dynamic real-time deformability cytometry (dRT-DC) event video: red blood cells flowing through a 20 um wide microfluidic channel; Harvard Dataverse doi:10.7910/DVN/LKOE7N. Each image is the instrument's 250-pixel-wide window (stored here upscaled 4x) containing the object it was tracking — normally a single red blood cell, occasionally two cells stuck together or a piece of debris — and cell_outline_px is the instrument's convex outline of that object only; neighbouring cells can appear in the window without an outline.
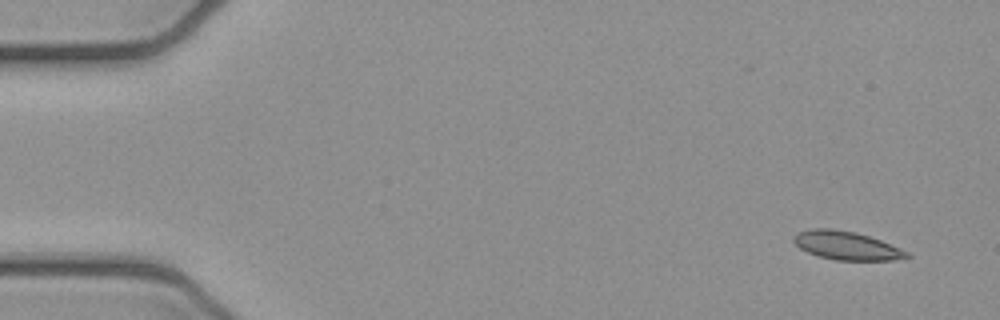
{"species": "common noctule bat (a hibernating species)", "species_latin": "Nyctalus noctula", "temperature_condition": "cold", "stored_images_in_passage": 4, "camera_frame_rate_fps": 3000, "um_per_image_px": 0.085, "animal": {"sex": "female", "body_mass_g": 21.9}, "frame": {"image": 1, "passage_image": 1, "time_ms": 0.0, "image_size_px": [1000, 320], "cell_outline_px": [[912, 256], [892, 260], [836, 260], [820, 256], [808, 252], [800, 248], [792, 240], [792, 236], [796, 232], [812, 228], [832, 228], [856, 232], [880, 240], [908, 252]], "centroid_in_image_um": [71.9, 20.86], "position_along_channel_um": 13.1, "area_um2": 18.67}}
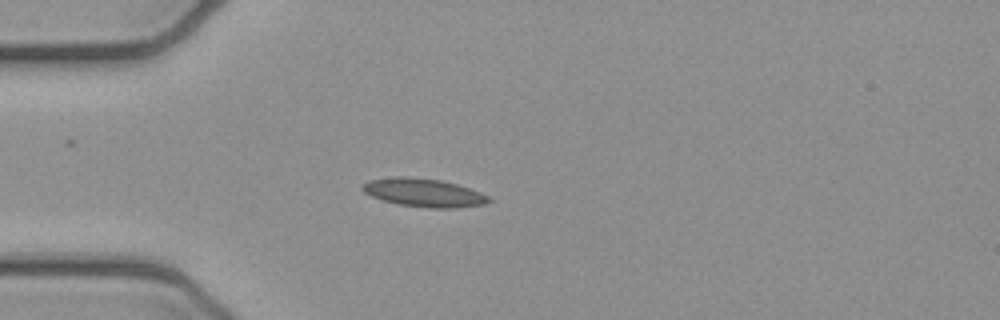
{"frame": {"image": 2, "passage_image": 4, "time_ms": 1.0, "image_size_px": [1000, 320], "cell_outline_px": [[492, 200], [484, 204], [456, 208], [428, 208], [400, 204], [384, 200], [372, 196], [364, 192], [360, 188], [360, 184], [368, 180], [396, 176], [408, 176], [440, 180], [456, 184], [480, 192], [488, 196]], "centroid_in_image_um": [35.98, 16.37], "position_along_channel_um": 49.0, "area_um2": 20.81}}